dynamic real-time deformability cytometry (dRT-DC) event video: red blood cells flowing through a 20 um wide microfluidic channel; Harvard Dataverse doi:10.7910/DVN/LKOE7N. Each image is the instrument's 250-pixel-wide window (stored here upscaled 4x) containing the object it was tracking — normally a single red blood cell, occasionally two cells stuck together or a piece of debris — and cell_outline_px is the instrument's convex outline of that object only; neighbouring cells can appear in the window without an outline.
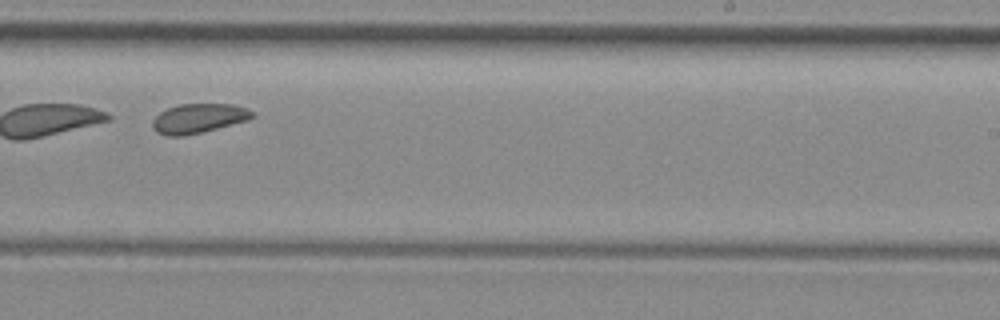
{"species": "common noctule bat (a hibernating species)", "species_latin": "Nyctalus noctula", "temperature_condition": "room temperature", "stored_images_in_passage": 37, "camera_frame_rate_fps": 3000, "um_per_image_px": 0.085, "animal": {"sex": "female", "body_mass_g": 29.2, "forearm_length_mm": 56.3}, "frame": {"image": 1, "passage_image": 22, "time_ms": 7.0, "image_size_px": [1000, 320], "cell_outline_px": [[252, 116], [248, 120], [184, 136], [164, 136], [156, 132], [152, 128], [152, 120], [160, 112], [168, 108], [180, 104], [232, 104], [244, 108], [252, 112]], "centroid_in_image_um": [16.79, 10.07], "position_along_channel_um": 272.2, "area_um2": 16.88}, "authors_computed_cell_mechanics": {"area_um2": 17.4556, "velocity_mm_per_s": 3.9225, "shape_relaxation_time_tau1_ms": 1.9746, "shape_relaxation_time_tau2_ms": null, "deformation_change_tau1": 0.0648, "deformation_change_tau2": null}}